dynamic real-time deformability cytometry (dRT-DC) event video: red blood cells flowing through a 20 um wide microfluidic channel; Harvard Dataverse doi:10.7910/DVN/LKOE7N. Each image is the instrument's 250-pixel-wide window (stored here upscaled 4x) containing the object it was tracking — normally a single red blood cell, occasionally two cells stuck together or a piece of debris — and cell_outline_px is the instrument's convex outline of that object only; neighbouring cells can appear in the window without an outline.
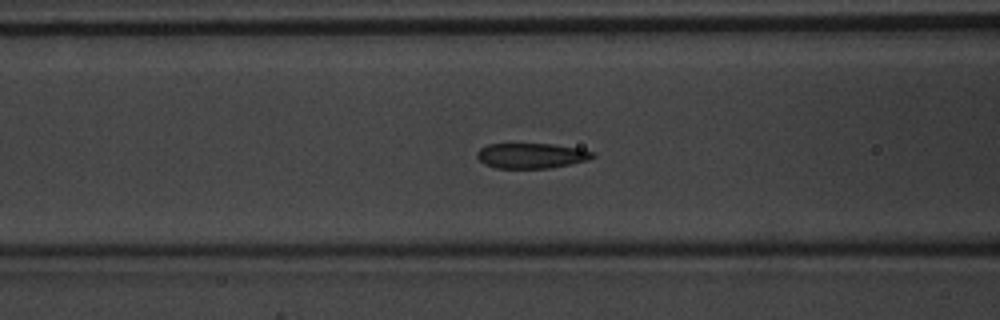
{"species": "common noctule bat (a hibernating species)", "species_latin": "Nyctalus noctula", "temperature_condition": "warm", "stored_images_in_passage": 45, "segment_of_instrument_passage": [1, 2], "camera_frame_rate_fps": 3000, "um_per_image_px": 0.085, "animal": {"sex": "male", "body_mass_g": 20.1, "forearm_length_mm": 53.5}, "frame": {"image": 1, "passage_image": 15, "time_ms": 4.667, "image_size_px": [1000, 320], "cell_outline_px": [[596, 156], [588, 160], [548, 168], [496, 168], [484, 164], [476, 156], [476, 152], [480, 148], [488, 144], [552, 144], [580, 148], [596, 152]], "centroid_in_image_um": [45.18, 13.23], "position_along_channel_um": 121.4, "area_um2": 17.05}}
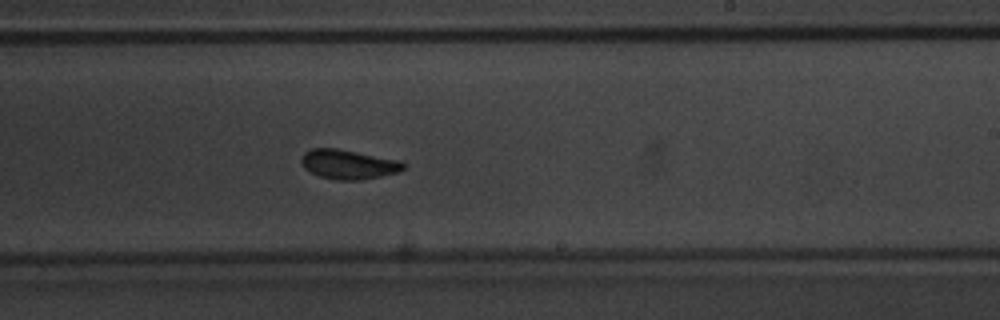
{"frame": {"image": 2, "passage_image": 25, "time_ms": 8.0, "image_size_px": [1000, 320], "cell_outline_px": [[408, 164], [400, 172], [360, 180], [336, 180], [320, 176], [304, 168], [300, 160], [300, 156], [304, 152], [312, 148], [336, 148], [400, 160]], "centroid_in_image_um": [29.62, 13.96], "position_along_channel_um": 259.4, "area_um2": 17.63}}
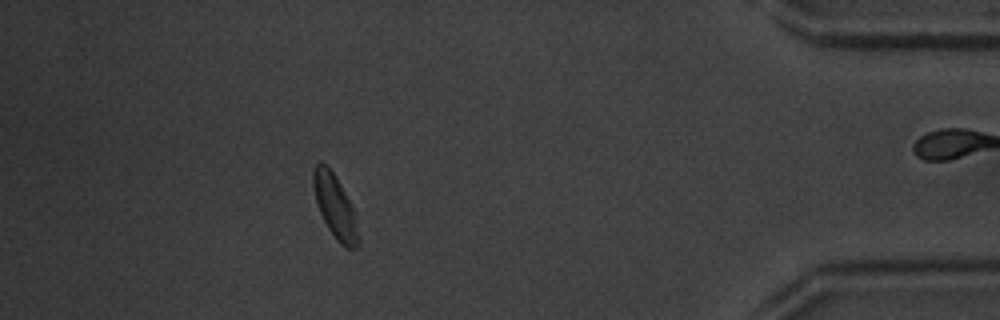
{"frame": {"image": 3, "passage_image": 39, "time_ms": 12.667, "image_size_px": [1000, 320], "cell_outline_px": [[360, 244], [356, 248], [348, 248], [340, 244], [336, 240], [328, 228], [320, 212], [316, 200], [312, 184], [312, 172], [316, 164], [320, 160], [332, 172], [340, 184], [352, 208], [360, 240]], "centroid_in_image_um": [28.46, 17.57], "position_along_channel_um": 406.7, "area_um2": 16.24}}